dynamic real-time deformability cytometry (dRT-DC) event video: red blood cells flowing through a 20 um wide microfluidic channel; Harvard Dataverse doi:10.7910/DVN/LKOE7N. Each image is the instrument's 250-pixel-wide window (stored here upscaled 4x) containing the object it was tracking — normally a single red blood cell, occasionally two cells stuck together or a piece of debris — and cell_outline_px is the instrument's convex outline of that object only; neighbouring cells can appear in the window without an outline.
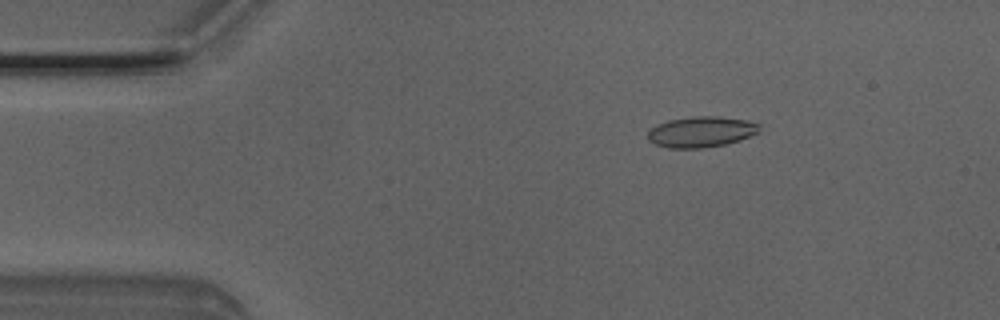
{"species": "Egyptian fruit bat (a non-hibernating species)", "species_latin": "Rousettus aegyptiacus", "temperature_condition": "room temperature", "stored_images_in_passage": 3, "camera_frame_rate_fps": 3000, "um_per_image_px": 0.085, "animal": {"sex": "male"}, "frame": {"image": 1, "passage_image": 2, "time_ms": 0.333, "image_size_px": [1000, 320], "cell_outline_px": [[760, 132], [740, 140], [724, 144], [700, 148], [668, 148], [656, 144], [648, 140], [648, 128], [668, 120], [692, 116], [716, 116], [748, 120], [760, 124]], "centroid_in_image_um": [59.6, 11.19], "position_along_channel_um": 25.4, "area_um2": 20.11}}